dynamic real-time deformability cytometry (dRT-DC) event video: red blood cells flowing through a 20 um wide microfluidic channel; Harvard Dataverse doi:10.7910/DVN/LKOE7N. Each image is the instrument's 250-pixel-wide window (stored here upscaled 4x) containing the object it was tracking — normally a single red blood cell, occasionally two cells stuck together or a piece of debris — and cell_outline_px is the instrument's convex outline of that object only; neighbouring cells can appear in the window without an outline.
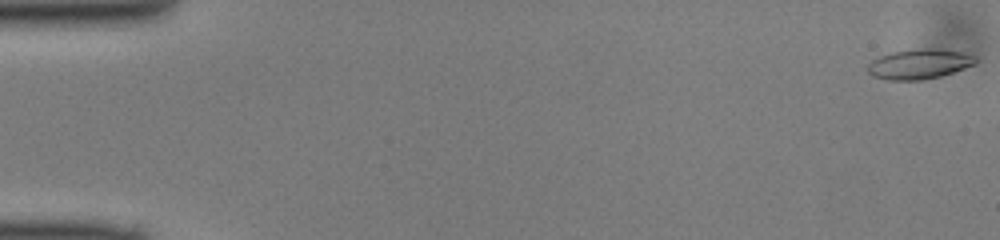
{"species": "common noctule bat (a hibernating species)", "species_latin": "Nyctalus noctula", "temperature_condition": "cold", "stored_images_in_passage": 49, "camera_frame_rate_fps": 3000, "um_per_image_px": 0.085, "animal": {"sex": "male", "body_mass_g": 13.0, "forearm_length_mm": 53.1}, "frame": {"image": 1, "passage_image": 1, "time_ms": 0.0, "image_size_px": [1000, 240], "cell_outline_px": [[976, 64], [940, 76], [920, 80], [888, 80], [872, 76], [868, 72], [868, 64], [872, 60], [880, 56], [892, 52], [920, 48], [936, 48], [964, 52], [976, 56]], "centroid_in_image_um": [78.14, 5.43], "position_along_channel_um": 6.9, "area_um2": 18.84}}
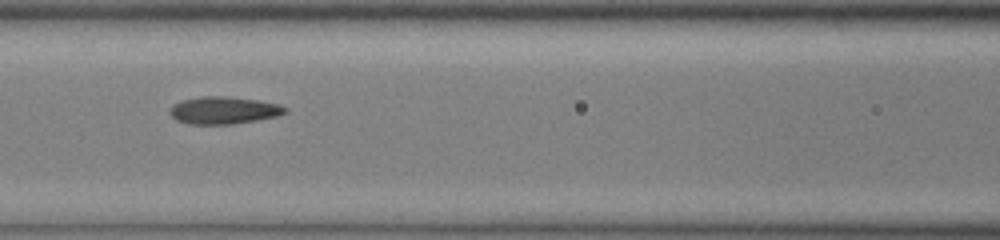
{"frame": {"image": 2, "passage_image": 22, "time_ms": 7.0, "image_size_px": [1000, 240], "cell_outline_px": [[288, 112], [276, 116], [256, 120], [232, 124], [188, 124], [176, 120], [168, 112], [172, 104], [184, 100], [200, 96], [228, 96], [256, 100], [280, 104], [288, 108]], "centroid_in_image_um": [19.01, 9.37], "position_along_channel_um": 147.6, "area_um2": 18.44}}
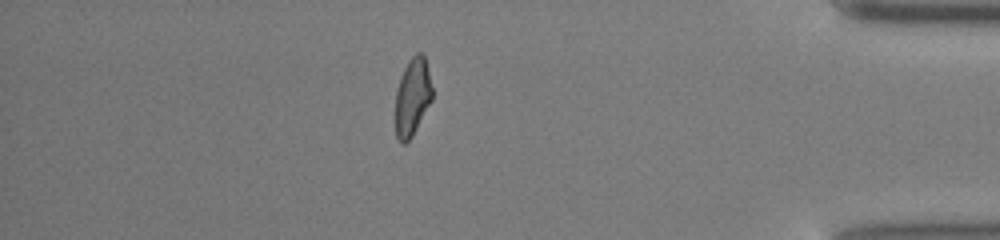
{"frame": {"image": 3, "passage_image": 43, "time_ms": 14.0, "image_size_px": [1000, 240], "cell_outline_px": [[432, 100], [412, 136], [404, 144], [400, 144], [396, 136], [396, 92], [400, 76], [408, 60], [416, 52], [420, 52], [424, 56], [432, 88]], "centroid_in_image_um": [35.05, 8.24], "position_along_channel_um": 400.2, "area_um2": 16.53}}